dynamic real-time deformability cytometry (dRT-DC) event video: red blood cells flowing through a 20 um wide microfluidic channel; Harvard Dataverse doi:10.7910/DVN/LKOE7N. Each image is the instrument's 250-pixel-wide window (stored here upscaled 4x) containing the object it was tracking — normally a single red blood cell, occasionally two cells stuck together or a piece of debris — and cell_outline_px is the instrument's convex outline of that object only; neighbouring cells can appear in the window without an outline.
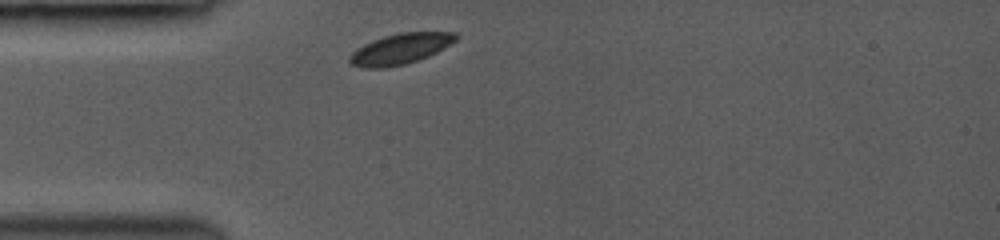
{"species": "common noctule bat (a hibernating species)", "species_latin": "Nyctalus noctula", "temperature_condition": "room temperature", "stored_images_in_passage": 2, "camera_frame_rate_fps": 3000, "um_per_image_px": 0.085, "animal": {"sex": "female", "body_mass_g": 19.0, "forearm_length_mm": 53.3}, "frame": {"image": 1, "passage_image": 1, "time_ms": 0.0, "image_size_px": [1000, 240], "cell_outline_px": [[460, 36], [456, 40], [444, 48], [428, 56], [404, 64], [384, 68], [360, 68], [352, 64], [348, 60], [348, 56], [356, 48], [372, 40], [384, 36], [400, 32], [456, 32]], "centroid_in_image_um": [34.01, 4.15], "position_along_channel_um": 51.0, "area_um2": 19.02}}